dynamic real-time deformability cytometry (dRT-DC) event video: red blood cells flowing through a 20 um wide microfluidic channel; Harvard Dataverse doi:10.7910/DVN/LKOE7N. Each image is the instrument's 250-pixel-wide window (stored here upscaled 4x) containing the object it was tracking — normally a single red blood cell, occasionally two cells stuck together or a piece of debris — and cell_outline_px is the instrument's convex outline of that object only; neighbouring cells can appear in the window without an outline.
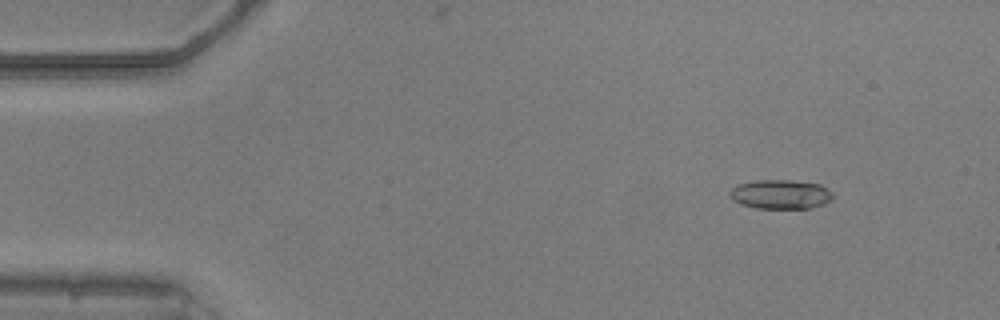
{"species": "common noctule bat (a hibernating species)", "species_latin": "Nyctalus noctula", "temperature_condition": "warm", "stored_images_in_passage": 50, "camera_frame_rate_fps": 3000, "um_per_image_px": 0.085, "animal": {"sex": "male", "body_mass_g": 20.5, "forearm_length_mm": 52.5}, "frame": {"image": 1, "passage_image": 3, "time_ms": 0.667, "image_size_px": [1000, 320], "cell_outline_px": [[832, 200], [824, 204], [808, 208], [756, 208], [740, 204], [732, 200], [728, 192], [732, 188], [740, 184], [756, 180], [788, 180], [820, 184], [832, 192]], "centroid_in_image_um": [66.33, 16.52], "position_along_channel_um": 18.7, "area_um2": 17.51}}
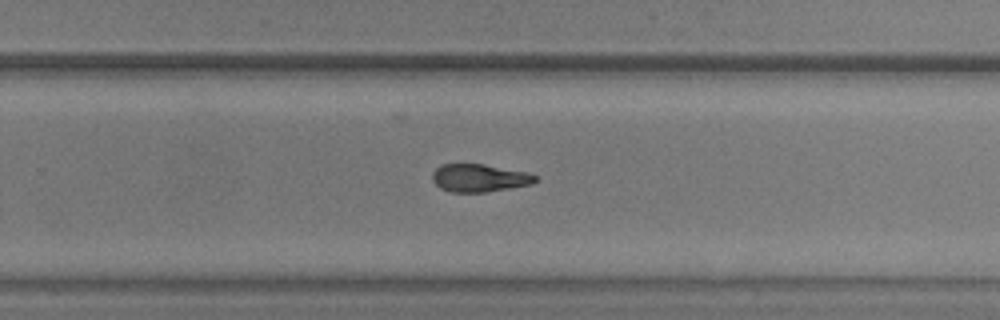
{"frame": {"image": 2, "passage_image": 31, "time_ms": 10.0, "image_size_px": [1000, 320], "cell_outline_px": [[536, 180], [532, 184], [484, 192], [452, 192], [440, 188], [432, 180], [432, 172], [436, 168], [444, 164], [484, 164], [524, 172], [536, 176]], "centroid_in_image_um": [40.69, 15.13], "position_along_channel_um": 289.1, "area_um2": 16.42}}
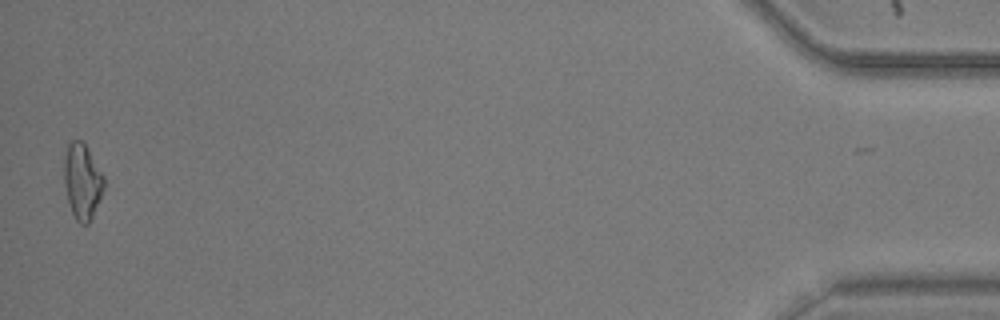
{"frame": {"image": 3, "passage_image": 49, "time_ms": 16.0, "image_size_px": [1000, 320], "cell_outline_px": [[104, 188], [100, 200], [88, 224], [80, 224], [76, 220], [72, 212], [68, 200], [64, 184], [64, 160], [68, 144], [72, 140], [84, 140], [104, 176]], "centroid_in_image_um": [7.0, 15.38], "position_along_channel_um": 428.2, "area_um2": 17.63}, "authors_computed_cell_mechanics": {"area_um2": 17.3689, "velocity_mm_per_s": 3.8663, "shape_relaxation_time_tau1_ms": 2.8278, "shape_relaxation_time_tau2_ms": 3.8391, "deformation_change_tau1": 0.1231, "deformation_change_tau2": 0.1096}}